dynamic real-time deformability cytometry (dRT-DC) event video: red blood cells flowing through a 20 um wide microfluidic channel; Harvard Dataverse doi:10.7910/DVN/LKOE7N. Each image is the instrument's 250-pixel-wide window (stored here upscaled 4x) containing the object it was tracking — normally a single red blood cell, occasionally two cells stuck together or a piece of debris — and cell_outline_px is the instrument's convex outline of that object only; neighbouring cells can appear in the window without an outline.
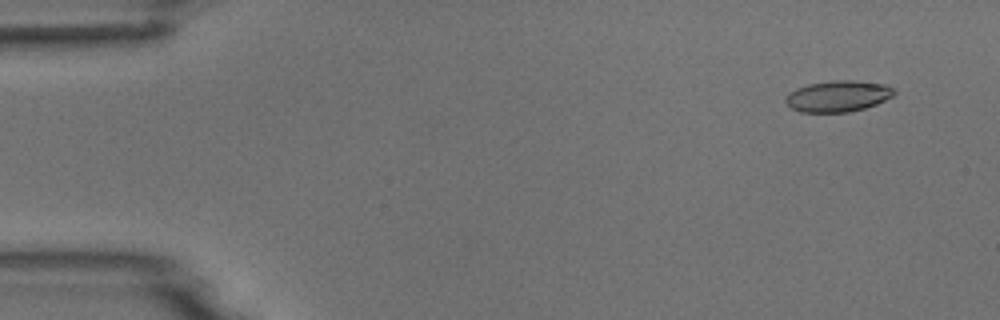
{"species": "common noctule bat (a hibernating species)", "species_latin": "Nyctalus noctula", "temperature_condition": "room temperature", "stored_images_in_passage": 7, "camera_frame_rate_fps": 3000, "um_per_image_px": 0.085, "animal": {"sex": "male", "body_mass_g": 18.8}, "frame": {"image": 1, "passage_image": 1, "time_ms": 0.0, "image_size_px": [1000, 320], "cell_outline_px": [[896, 92], [892, 96], [876, 104], [864, 108], [848, 112], [800, 112], [792, 108], [784, 100], [784, 96], [788, 92], [796, 88], [808, 84], [832, 80], [852, 80], [888, 84]], "centroid_in_image_um": [71.2, 8.16], "position_along_channel_um": 13.8, "area_um2": 19.83}}
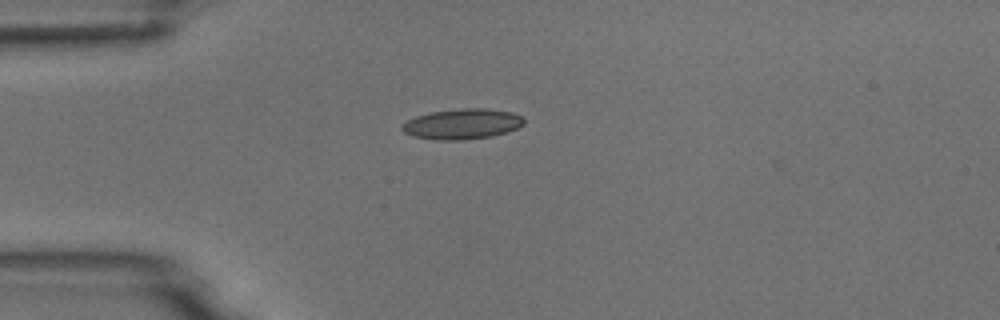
{"frame": {"image": 2, "passage_image": 4, "time_ms": 3.333, "image_size_px": [1000, 320], "cell_outline_px": [[524, 124], [520, 128], [508, 132], [492, 136], [464, 140], [440, 140], [412, 136], [404, 132], [400, 128], [408, 120], [416, 116], [432, 112], [460, 108], [488, 108], [512, 112], [524, 116]], "centroid_in_image_um": [39.36, 10.53], "position_along_channel_um": 45.6, "area_um2": 21.79}}